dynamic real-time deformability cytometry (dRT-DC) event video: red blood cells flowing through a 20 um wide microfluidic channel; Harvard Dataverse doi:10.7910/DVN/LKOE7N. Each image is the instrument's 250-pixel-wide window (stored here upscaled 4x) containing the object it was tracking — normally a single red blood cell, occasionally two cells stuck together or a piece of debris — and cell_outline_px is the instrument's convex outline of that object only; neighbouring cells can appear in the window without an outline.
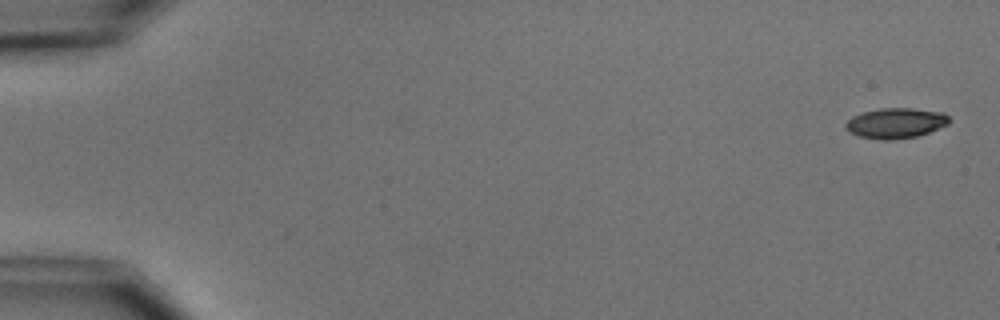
{"species": "common noctule bat (a hibernating species)", "species_latin": "Nyctalus noctula", "temperature_condition": "cold", "stored_images_in_passage": 6, "camera_frame_rate_fps": 3000, "um_per_image_px": 0.085, "animal": {"sex": "male", "body_mass_g": 15.6}, "frame": {"image": 1, "passage_image": 1, "time_ms": 0.0, "image_size_px": [1000, 320], "cell_outline_px": [[952, 120], [948, 124], [928, 132], [916, 136], [892, 140], [880, 140], [860, 136], [848, 132], [844, 128], [844, 124], [852, 116], [864, 112], [880, 108], [912, 108], [944, 112]], "centroid_in_image_um": [76.13, 10.46], "position_along_channel_um": 8.9, "area_um2": 18.38}}
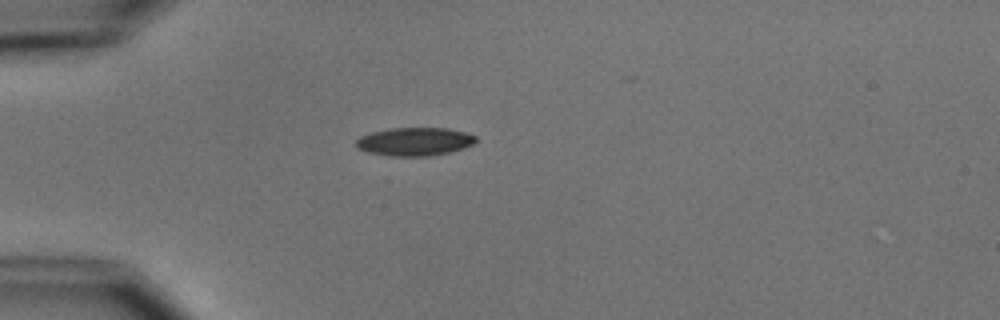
{"frame": {"image": 2, "passage_image": 5, "time_ms": 4.667, "image_size_px": [1000, 320], "cell_outline_px": [[476, 140], [472, 144], [464, 148], [432, 156], [388, 156], [368, 152], [356, 148], [356, 140], [360, 136], [372, 132], [388, 128], [448, 128], [464, 132], [476, 136]], "centroid_in_image_um": [35.21, 12.04], "position_along_channel_um": 49.8, "area_um2": 19.77}}